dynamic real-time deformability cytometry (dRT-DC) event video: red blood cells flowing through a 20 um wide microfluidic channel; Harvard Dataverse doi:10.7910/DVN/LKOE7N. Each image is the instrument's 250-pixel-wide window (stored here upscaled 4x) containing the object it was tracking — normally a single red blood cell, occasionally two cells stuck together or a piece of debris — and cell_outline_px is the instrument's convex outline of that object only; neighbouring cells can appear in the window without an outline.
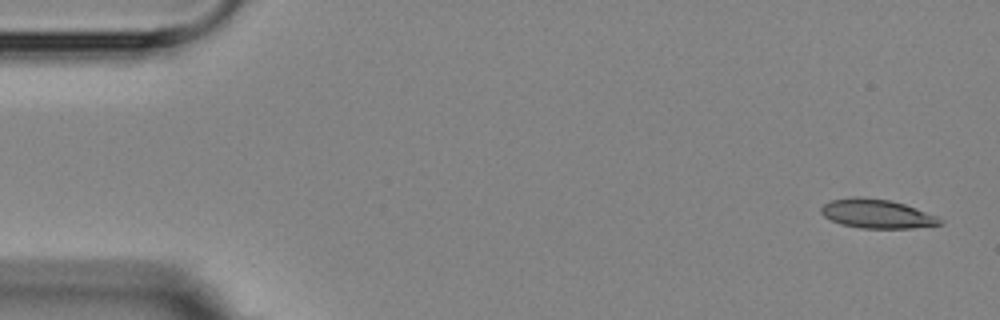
{"species": "Egyptian fruit bat (a non-hibernating species)", "species_latin": "Rousettus aegyptiacus", "temperature_condition": "room temperature", "stored_images_in_passage": 6, "camera_frame_rate_fps": 3000, "um_per_image_px": 0.085, "animal": {"sex": "female"}, "frame": {"image": 1, "passage_image": 1, "time_ms": 0.0, "image_size_px": [1000, 320], "cell_outline_px": [[944, 224], [912, 228], [860, 228], [840, 224], [824, 216], [820, 212], [820, 208], [824, 204], [832, 200], [852, 196], [856, 196], [888, 200], [904, 204], [916, 208], [936, 216], [944, 220]], "centroid_in_image_um": [74.53, 18.17], "position_along_channel_um": 10.5, "area_um2": 20.06}}
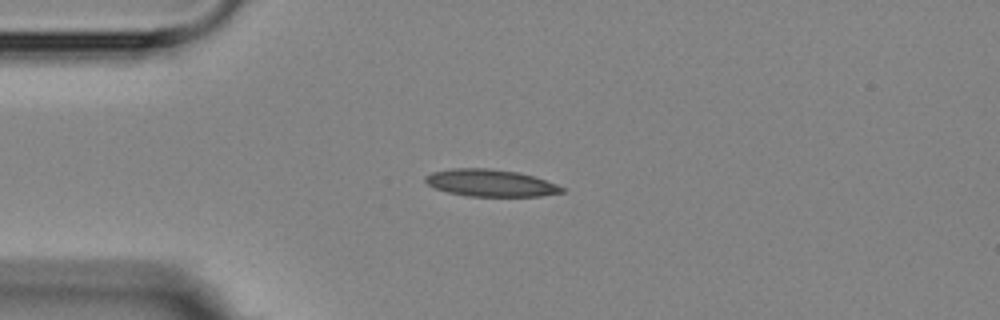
{"frame": {"image": 2, "passage_image": 4, "time_ms": 3.667, "image_size_px": [1000, 320], "cell_outline_px": [[564, 192], [540, 196], [468, 196], [448, 192], [436, 188], [428, 184], [424, 180], [424, 176], [432, 172], [452, 168], [488, 168], [516, 172], [532, 176], [556, 184], [564, 188]], "centroid_in_image_um": [41.66, 15.55], "position_along_channel_um": 43.3, "area_um2": 21.33}}
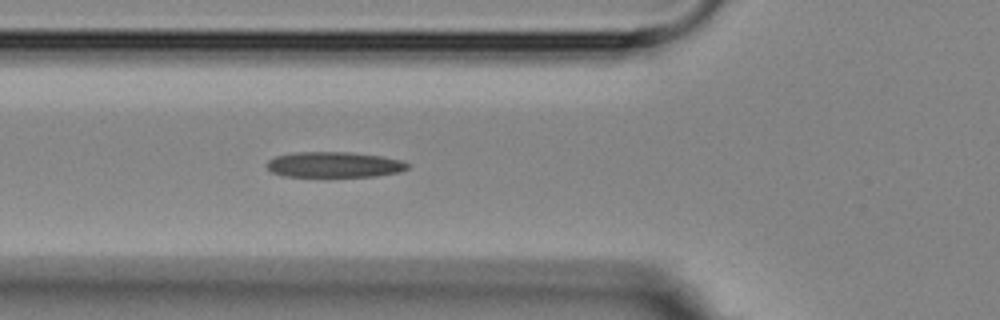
{"frame": {"image": 3, "passage_image": 6, "time_ms": 5.667, "image_size_px": [1000, 320], "cell_outline_px": [[408, 168], [396, 172], [376, 176], [284, 176], [272, 172], [268, 168], [268, 160], [276, 156], [296, 152], [348, 152], [380, 156], [400, 160], [408, 164]], "centroid_in_image_um": [28.38, 13.99], "position_along_channel_um": 97.4, "area_um2": 20.58}}